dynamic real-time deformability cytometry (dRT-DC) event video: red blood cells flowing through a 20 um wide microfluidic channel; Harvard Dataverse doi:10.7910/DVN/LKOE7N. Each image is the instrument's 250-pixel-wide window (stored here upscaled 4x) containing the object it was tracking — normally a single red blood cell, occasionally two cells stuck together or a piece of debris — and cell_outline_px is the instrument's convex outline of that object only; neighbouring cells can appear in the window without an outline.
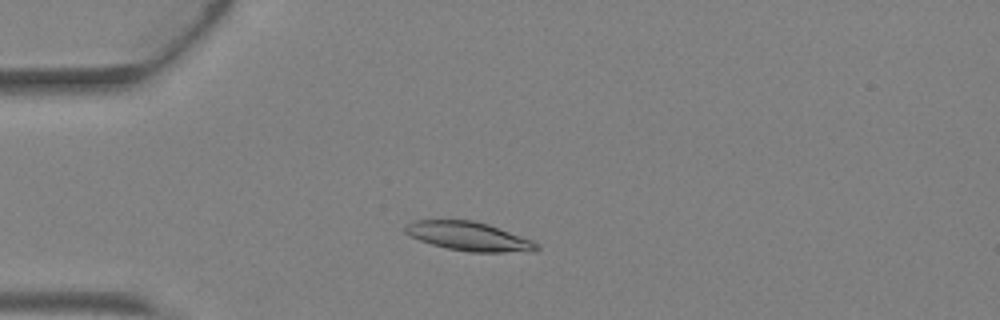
{"species": "Egyptian fruit bat (a non-hibernating species)", "species_latin": "Rousettus aegyptiacus", "temperature_condition": "warm", "stored_images_in_passage": 2, "camera_frame_rate_fps": 3000, "um_per_image_px": 0.085, "animal": {"sex": "female"}, "frame": {"image": 1, "passage_image": 2, "time_ms": 0.333, "image_size_px": [1000, 320], "cell_outline_px": [[540, 248], [536, 252], [468, 252], [448, 248], [432, 244], [420, 240], [404, 232], [404, 224], [412, 220], [476, 220], [488, 224], [532, 240], [540, 244]], "centroid_in_image_um": [39.88, 20.09], "position_along_channel_um": 45.1, "area_um2": 22.31}}